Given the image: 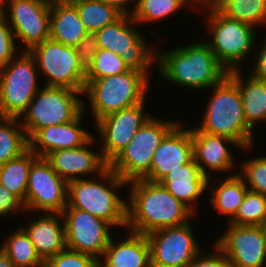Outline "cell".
Wrapping results in <instances>:
<instances>
[{
    "mask_svg": "<svg viewBox=\"0 0 266 267\" xmlns=\"http://www.w3.org/2000/svg\"><path fill=\"white\" fill-rule=\"evenodd\" d=\"M212 96L206 104L199 131L221 135L236 141L243 149L253 145V129L245 120L238 83L227 74L211 87Z\"/></svg>",
    "mask_w": 266,
    "mask_h": 267,
    "instance_id": "3957f363",
    "label": "cell"
},
{
    "mask_svg": "<svg viewBox=\"0 0 266 267\" xmlns=\"http://www.w3.org/2000/svg\"><path fill=\"white\" fill-rule=\"evenodd\" d=\"M6 10H0V67L8 65L18 54L15 35L7 22ZM17 51V52H16Z\"/></svg>",
    "mask_w": 266,
    "mask_h": 267,
    "instance_id": "74e56055",
    "label": "cell"
},
{
    "mask_svg": "<svg viewBox=\"0 0 266 267\" xmlns=\"http://www.w3.org/2000/svg\"><path fill=\"white\" fill-rule=\"evenodd\" d=\"M99 177L104 180L103 183L95 181L93 177L91 179L88 177V179L83 178L68 182V203L66 208H76L88 212L106 220L113 227H126L127 202L121 199L115 193V190L116 188L120 189L122 186H127L128 183L110 167L101 173Z\"/></svg>",
    "mask_w": 266,
    "mask_h": 267,
    "instance_id": "277c9868",
    "label": "cell"
},
{
    "mask_svg": "<svg viewBox=\"0 0 266 267\" xmlns=\"http://www.w3.org/2000/svg\"><path fill=\"white\" fill-rule=\"evenodd\" d=\"M29 224L21 228L34 243L37 253L44 262L67 248L62 214L46 213Z\"/></svg>",
    "mask_w": 266,
    "mask_h": 267,
    "instance_id": "7402d4cb",
    "label": "cell"
},
{
    "mask_svg": "<svg viewBox=\"0 0 266 267\" xmlns=\"http://www.w3.org/2000/svg\"><path fill=\"white\" fill-rule=\"evenodd\" d=\"M136 23L130 14H122L94 35L99 48L113 51L121 56L129 69L142 72L149 78V66L157 61V52L146 45V39L133 28Z\"/></svg>",
    "mask_w": 266,
    "mask_h": 267,
    "instance_id": "30bf717a",
    "label": "cell"
},
{
    "mask_svg": "<svg viewBox=\"0 0 266 267\" xmlns=\"http://www.w3.org/2000/svg\"><path fill=\"white\" fill-rule=\"evenodd\" d=\"M38 63L37 68L47 78L46 86L68 87L81 93L86 83V69L75 47L48 39L29 51Z\"/></svg>",
    "mask_w": 266,
    "mask_h": 267,
    "instance_id": "8fae6325",
    "label": "cell"
},
{
    "mask_svg": "<svg viewBox=\"0 0 266 267\" xmlns=\"http://www.w3.org/2000/svg\"><path fill=\"white\" fill-rule=\"evenodd\" d=\"M107 4L113 5L115 6L120 12H122L123 14H131L137 5L138 0L135 2L134 8H131L132 10H130L129 8H127L129 5V2H133L132 0H101ZM130 10V12H129Z\"/></svg>",
    "mask_w": 266,
    "mask_h": 267,
    "instance_id": "7bdbcfd3",
    "label": "cell"
},
{
    "mask_svg": "<svg viewBox=\"0 0 266 267\" xmlns=\"http://www.w3.org/2000/svg\"><path fill=\"white\" fill-rule=\"evenodd\" d=\"M261 227H262L263 232H264V234H265V236H266V218H265V220L263 221Z\"/></svg>",
    "mask_w": 266,
    "mask_h": 267,
    "instance_id": "7dc6e473",
    "label": "cell"
},
{
    "mask_svg": "<svg viewBox=\"0 0 266 267\" xmlns=\"http://www.w3.org/2000/svg\"><path fill=\"white\" fill-rule=\"evenodd\" d=\"M87 34L73 4L51 7L49 39L75 47Z\"/></svg>",
    "mask_w": 266,
    "mask_h": 267,
    "instance_id": "d4e9b609",
    "label": "cell"
},
{
    "mask_svg": "<svg viewBox=\"0 0 266 267\" xmlns=\"http://www.w3.org/2000/svg\"><path fill=\"white\" fill-rule=\"evenodd\" d=\"M129 70L121 56L109 49L100 48L93 58L92 64L86 70V83Z\"/></svg>",
    "mask_w": 266,
    "mask_h": 267,
    "instance_id": "e575fe53",
    "label": "cell"
},
{
    "mask_svg": "<svg viewBox=\"0 0 266 267\" xmlns=\"http://www.w3.org/2000/svg\"><path fill=\"white\" fill-rule=\"evenodd\" d=\"M266 218V196L248 190L236 215L229 221L234 225L261 226Z\"/></svg>",
    "mask_w": 266,
    "mask_h": 267,
    "instance_id": "836d02e7",
    "label": "cell"
},
{
    "mask_svg": "<svg viewBox=\"0 0 266 267\" xmlns=\"http://www.w3.org/2000/svg\"><path fill=\"white\" fill-rule=\"evenodd\" d=\"M241 70L228 74L238 83L243 101V110L247 124L253 129L261 121H266V82L249 75L243 83Z\"/></svg>",
    "mask_w": 266,
    "mask_h": 267,
    "instance_id": "484cf974",
    "label": "cell"
},
{
    "mask_svg": "<svg viewBox=\"0 0 266 267\" xmlns=\"http://www.w3.org/2000/svg\"><path fill=\"white\" fill-rule=\"evenodd\" d=\"M76 0H41V2L48 7H54L58 5L73 4Z\"/></svg>",
    "mask_w": 266,
    "mask_h": 267,
    "instance_id": "ee69618b",
    "label": "cell"
},
{
    "mask_svg": "<svg viewBox=\"0 0 266 267\" xmlns=\"http://www.w3.org/2000/svg\"><path fill=\"white\" fill-rule=\"evenodd\" d=\"M76 53L79 56L81 64L87 70L92 64L93 58L98 52L99 43L94 34H87L76 46Z\"/></svg>",
    "mask_w": 266,
    "mask_h": 267,
    "instance_id": "f35d334b",
    "label": "cell"
},
{
    "mask_svg": "<svg viewBox=\"0 0 266 267\" xmlns=\"http://www.w3.org/2000/svg\"><path fill=\"white\" fill-rule=\"evenodd\" d=\"M213 5L223 15L254 28L266 22V0H217Z\"/></svg>",
    "mask_w": 266,
    "mask_h": 267,
    "instance_id": "1f68e13d",
    "label": "cell"
},
{
    "mask_svg": "<svg viewBox=\"0 0 266 267\" xmlns=\"http://www.w3.org/2000/svg\"><path fill=\"white\" fill-rule=\"evenodd\" d=\"M94 141L92 136L80 147L57 150L45 158L50 162L53 170L67 182L83 179V175L88 173H98L99 176L109 167V164L104 160L101 152L97 154L88 148Z\"/></svg>",
    "mask_w": 266,
    "mask_h": 267,
    "instance_id": "d6986e66",
    "label": "cell"
},
{
    "mask_svg": "<svg viewBox=\"0 0 266 267\" xmlns=\"http://www.w3.org/2000/svg\"><path fill=\"white\" fill-rule=\"evenodd\" d=\"M0 67V116L20 118L38 87V66L29 51Z\"/></svg>",
    "mask_w": 266,
    "mask_h": 267,
    "instance_id": "9c48e42d",
    "label": "cell"
},
{
    "mask_svg": "<svg viewBox=\"0 0 266 267\" xmlns=\"http://www.w3.org/2000/svg\"><path fill=\"white\" fill-rule=\"evenodd\" d=\"M190 129L192 135L194 161L201 169L202 174L210 180L211 174L207 172V168H210V172L230 171L235 164L230 149H228L225 145L229 142L241 148L239 144L225 136L199 131L196 127ZM204 165L207 168H205Z\"/></svg>",
    "mask_w": 266,
    "mask_h": 267,
    "instance_id": "44dd1931",
    "label": "cell"
},
{
    "mask_svg": "<svg viewBox=\"0 0 266 267\" xmlns=\"http://www.w3.org/2000/svg\"><path fill=\"white\" fill-rule=\"evenodd\" d=\"M98 262L91 255L66 248L56 256L46 260L44 267H99Z\"/></svg>",
    "mask_w": 266,
    "mask_h": 267,
    "instance_id": "8d00e7d4",
    "label": "cell"
},
{
    "mask_svg": "<svg viewBox=\"0 0 266 267\" xmlns=\"http://www.w3.org/2000/svg\"><path fill=\"white\" fill-rule=\"evenodd\" d=\"M264 42V43H263ZM262 42L260 51L255 59V64L252 68V73L255 78L266 82V39Z\"/></svg>",
    "mask_w": 266,
    "mask_h": 267,
    "instance_id": "b9f144b4",
    "label": "cell"
},
{
    "mask_svg": "<svg viewBox=\"0 0 266 267\" xmlns=\"http://www.w3.org/2000/svg\"><path fill=\"white\" fill-rule=\"evenodd\" d=\"M214 244L233 267H262L266 262V236L261 226L229 223L228 229Z\"/></svg>",
    "mask_w": 266,
    "mask_h": 267,
    "instance_id": "2e32d148",
    "label": "cell"
},
{
    "mask_svg": "<svg viewBox=\"0 0 266 267\" xmlns=\"http://www.w3.org/2000/svg\"><path fill=\"white\" fill-rule=\"evenodd\" d=\"M121 243L111 237L99 267H151L150 245L146 235L129 231ZM105 259V260H104Z\"/></svg>",
    "mask_w": 266,
    "mask_h": 267,
    "instance_id": "603a6c76",
    "label": "cell"
},
{
    "mask_svg": "<svg viewBox=\"0 0 266 267\" xmlns=\"http://www.w3.org/2000/svg\"><path fill=\"white\" fill-rule=\"evenodd\" d=\"M6 7L10 13L7 20L15 37L25 44L24 51L49 39L51 8L41 0H0V10Z\"/></svg>",
    "mask_w": 266,
    "mask_h": 267,
    "instance_id": "9a60e30c",
    "label": "cell"
},
{
    "mask_svg": "<svg viewBox=\"0 0 266 267\" xmlns=\"http://www.w3.org/2000/svg\"><path fill=\"white\" fill-rule=\"evenodd\" d=\"M190 0H138L135 10L130 14L131 18L141 23H154L164 20L181 10Z\"/></svg>",
    "mask_w": 266,
    "mask_h": 267,
    "instance_id": "d6a6232c",
    "label": "cell"
},
{
    "mask_svg": "<svg viewBox=\"0 0 266 267\" xmlns=\"http://www.w3.org/2000/svg\"><path fill=\"white\" fill-rule=\"evenodd\" d=\"M190 222L148 233L151 267H187L202 250Z\"/></svg>",
    "mask_w": 266,
    "mask_h": 267,
    "instance_id": "4fadbf2b",
    "label": "cell"
},
{
    "mask_svg": "<svg viewBox=\"0 0 266 267\" xmlns=\"http://www.w3.org/2000/svg\"><path fill=\"white\" fill-rule=\"evenodd\" d=\"M73 5L88 34H95L123 14L115 6L101 0H76Z\"/></svg>",
    "mask_w": 266,
    "mask_h": 267,
    "instance_id": "f546056e",
    "label": "cell"
},
{
    "mask_svg": "<svg viewBox=\"0 0 266 267\" xmlns=\"http://www.w3.org/2000/svg\"><path fill=\"white\" fill-rule=\"evenodd\" d=\"M191 3H193V5L196 6V4L198 3L199 5H204V6H208V5H213L217 0H190ZM204 3V4H203ZM206 4V5H205Z\"/></svg>",
    "mask_w": 266,
    "mask_h": 267,
    "instance_id": "bcb514c9",
    "label": "cell"
},
{
    "mask_svg": "<svg viewBox=\"0 0 266 267\" xmlns=\"http://www.w3.org/2000/svg\"><path fill=\"white\" fill-rule=\"evenodd\" d=\"M38 156L28 149L18 158L0 166V185L14 194L23 204L26 198L29 171Z\"/></svg>",
    "mask_w": 266,
    "mask_h": 267,
    "instance_id": "83f0119b",
    "label": "cell"
},
{
    "mask_svg": "<svg viewBox=\"0 0 266 267\" xmlns=\"http://www.w3.org/2000/svg\"><path fill=\"white\" fill-rule=\"evenodd\" d=\"M0 267H15L9 257L3 252H0Z\"/></svg>",
    "mask_w": 266,
    "mask_h": 267,
    "instance_id": "f6af8a7d",
    "label": "cell"
},
{
    "mask_svg": "<svg viewBox=\"0 0 266 267\" xmlns=\"http://www.w3.org/2000/svg\"><path fill=\"white\" fill-rule=\"evenodd\" d=\"M241 168L243 172L238 175L244 180L248 190L266 196V156L244 161Z\"/></svg>",
    "mask_w": 266,
    "mask_h": 267,
    "instance_id": "d590c367",
    "label": "cell"
},
{
    "mask_svg": "<svg viewBox=\"0 0 266 267\" xmlns=\"http://www.w3.org/2000/svg\"><path fill=\"white\" fill-rule=\"evenodd\" d=\"M62 215L67 249L102 261L101 257L111 239L109 230L113 226L102 218L76 208H65Z\"/></svg>",
    "mask_w": 266,
    "mask_h": 267,
    "instance_id": "5bb4252c",
    "label": "cell"
},
{
    "mask_svg": "<svg viewBox=\"0 0 266 267\" xmlns=\"http://www.w3.org/2000/svg\"><path fill=\"white\" fill-rule=\"evenodd\" d=\"M213 247L216 252L211 255H203L201 252L187 267H233L228 257L215 244Z\"/></svg>",
    "mask_w": 266,
    "mask_h": 267,
    "instance_id": "ab89813d",
    "label": "cell"
},
{
    "mask_svg": "<svg viewBox=\"0 0 266 267\" xmlns=\"http://www.w3.org/2000/svg\"><path fill=\"white\" fill-rule=\"evenodd\" d=\"M177 123L149 117L130 143L109 163V167L127 183L145 179L150 174L156 149Z\"/></svg>",
    "mask_w": 266,
    "mask_h": 267,
    "instance_id": "52a82bcc",
    "label": "cell"
},
{
    "mask_svg": "<svg viewBox=\"0 0 266 267\" xmlns=\"http://www.w3.org/2000/svg\"><path fill=\"white\" fill-rule=\"evenodd\" d=\"M144 103L145 100L96 121L103 142L101 153L108 164L130 143L139 128L150 117L144 113Z\"/></svg>",
    "mask_w": 266,
    "mask_h": 267,
    "instance_id": "e0dca14e",
    "label": "cell"
},
{
    "mask_svg": "<svg viewBox=\"0 0 266 267\" xmlns=\"http://www.w3.org/2000/svg\"><path fill=\"white\" fill-rule=\"evenodd\" d=\"M208 9L207 23L213 37L206 43L228 72L239 70L255 45L254 27L223 15L214 5H208Z\"/></svg>",
    "mask_w": 266,
    "mask_h": 267,
    "instance_id": "ba28073f",
    "label": "cell"
},
{
    "mask_svg": "<svg viewBox=\"0 0 266 267\" xmlns=\"http://www.w3.org/2000/svg\"><path fill=\"white\" fill-rule=\"evenodd\" d=\"M68 203V182L61 178L45 157L31 165L24 208L62 214Z\"/></svg>",
    "mask_w": 266,
    "mask_h": 267,
    "instance_id": "7c38bea8",
    "label": "cell"
},
{
    "mask_svg": "<svg viewBox=\"0 0 266 267\" xmlns=\"http://www.w3.org/2000/svg\"><path fill=\"white\" fill-rule=\"evenodd\" d=\"M148 78L144 73L130 69L85 83L84 95H88L94 120L142 103L147 95Z\"/></svg>",
    "mask_w": 266,
    "mask_h": 267,
    "instance_id": "5b68a950",
    "label": "cell"
},
{
    "mask_svg": "<svg viewBox=\"0 0 266 267\" xmlns=\"http://www.w3.org/2000/svg\"><path fill=\"white\" fill-rule=\"evenodd\" d=\"M82 94L68 87L40 88L19 118L28 139L41 128L74 120L84 110V101L78 97Z\"/></svg>",
    "mask_w": 266,
    "mask_h": 267,
    "instance_id": "8992f818",
    "label": "cell"
},
{
    "mask_svg": "<svg viewBox=\"0 0 266 267\" xmlns=\"http://www.w3.org/2000/svg\"><path fill=\"white\" fill-rule=\"evenodd\" d=\"M28 149L29 139L20 119L0 116V166L18 158Z\"/></svg>",
    "mask_w": 266,
    "mask_h": 267,
    "instance_id": "f1b7e54d",
    "label": "cell"
},
{
    "mask_svg": "<svg viewBox=\"0 0 266 267\" xmlns=\"http://www.w3.org/2000/svg\"><path fill=\"white\" fill-rule=\"evenodd\" d=\"M177 123L162 139L152 157L147 181L160 182L170 171L194 159L191 129Z\"/></svg>",
    "mask_w": 266,
    "mask_h": 267,
    "instance_id": "ac0fdd59",
    "label": "cell"
},
{
    "mask_svg": "<svg viewBox=\"0 0 266 267\" xmlns=\"http://www.w3.org/2000/svg\"><path fill=\"white\" fill-rule=\"evenodd\" d=\"M209 183L208 180L207 189H211V205L220 214L229 216L228 221H230L236 215L248 191L244 180L239 175L232 174L223 179V182L216 188L210 187Z\"/></svg>",
    "mask_w": 266,
    "mask_h": 267,
    "instance_id": "4316f807",
    "label": "cell"
},
{
    "mask_svg": "<svg viewBox=\"0 0 266 267\" xmlns=\"http://www.w3.org/2000/svg\"><path fill=\"white\" fill-rule=\"evenodd\" d=\"M160 183L195 214L194 203L207 190L208 178L193 159L170 171Z\"/></svg>",
    "mask_w": 266,
    "mask_h": 267,
    "instance_id": "cb8c5ba5",
    "label": "cell"
},
{
    "mask_svg": "<svg viewBox=\"0 0 266 267\" xmlns=\"http://www.w3.org/2000/svg\"><path fill=\"white\" fill-rule=\"evenodd\" d=\"M85 109L72 121L37 130L29 138V149L38 157H46L61 149H73L85 144L93 135L81 128Z\"/></svg>",
    "mask_w": 266,
    "mask_h": 267,
    "instance_id": "ffe728a7",
    "label": "cell"
},
{
    "mask_svg": "<svg viewBox=\"0 0 266 267\" xmlns=\"http://www.w3.org/2000/svg\"><path fill=\"white\" fill-rule=\"evenodd\" d=\"M0 247L15 267H44L34 243L22 228L10 234Z\"/></svg>",
    "mask_w": 266,
    "mask_h": 267,
    "instance_id": "4dcf8cb0",
    "label": "cell"
},
{
    "mask_svg": "<svg viewBox=\"0 0 266 267\" xmlns=\"http://www.w3.org/2000/svg\"><path fill=\"white\" fill-rule=\"evenodd\" d=\"M24 209L23 203L4 186L0 185V217Z\"/></svg>",
    "mask_w": 266,
    "mask_h": 267,
    "instance_id": "60d3db41",
    "label": "cell"
},
{
    "mask_svg": "<svg viewBox=\"0 0 266 267\" xmlns=\"http://www.w3.org/2000/svg\"><path fill=\"white\" fill-rule=\"evenodd\" d=\"M128 230L147 235L150 232L186 224L195 214L176 199L160 182L145 179L128 182Z\"/></svg>",
    "mask_w": 266,
    "mask_h": 267,
    "instance_id": "6da1fadb",
    "label": "cell"
},
{
    "mask_svg": "<svg viewBox=\"0 0 266 267\" xmlns=\"http://www.w3.org/2000/svg\"><path fill=\"white\" fill-rule=\"evenodd\" d=\"M157 52L159 73L173 85L211 89L228 74L204 40L172 51Z\"/></svg>",
    "mask_w": 266,
    "mask_h": 267,
    "instance_id": "7a4b0ae2",
    "label": "cell"
}]
</instances>
